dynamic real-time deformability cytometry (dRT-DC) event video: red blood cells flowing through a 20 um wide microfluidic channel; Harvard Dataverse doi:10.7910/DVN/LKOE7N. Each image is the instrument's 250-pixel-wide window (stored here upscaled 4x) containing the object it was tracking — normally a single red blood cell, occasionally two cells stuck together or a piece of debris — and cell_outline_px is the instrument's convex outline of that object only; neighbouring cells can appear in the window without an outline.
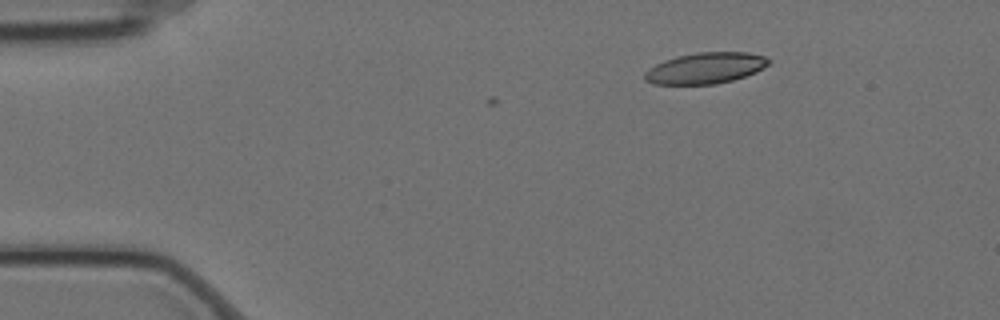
{"species": "Egyptian fruit bat (a non-hibernating species)", "species_latin": "Rousettus aegyptiacus", "temperature_condition": "cold", "stored_images_in_passage": 2, "camera_frame_rate_fps": 3000, "um_per_image_px": 0.085, "animal": {"sex": "female"}, "frame": {"image": 1, "passage_image": 2, "time_ms": 0.333, "image_size_px": [1000, 320], "cell_outline_px": [[772, 60], [764, 68], [756, 72], [732, 80], [716, 84], [652, 84], [644, 80], [644, 72], [648, 68], [664, 60], [696, 52], [748, 52], [764, 56]], "centroid_in_image_um": [59.96, 5.79], "position_along_channel_um": 25.0, "area_um2": 22.48}}